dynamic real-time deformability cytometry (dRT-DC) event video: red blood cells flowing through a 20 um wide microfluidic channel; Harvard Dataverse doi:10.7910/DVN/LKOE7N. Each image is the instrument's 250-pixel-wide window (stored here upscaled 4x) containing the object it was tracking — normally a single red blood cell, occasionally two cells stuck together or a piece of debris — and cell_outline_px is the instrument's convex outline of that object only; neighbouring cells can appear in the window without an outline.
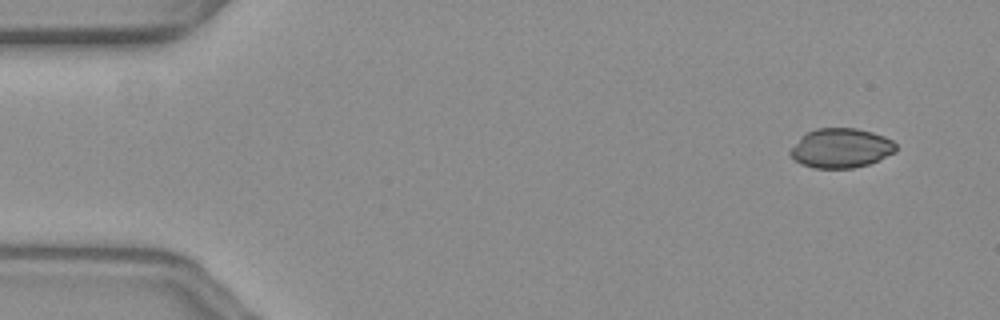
{"species": "common noctule bat (a hibernating species)", "species_latin": "Nyctalus noctula", "temperature_condition": "warm", "stored_images_in_passage": 54, "camera_frame_rate_fps": 3000, "um_per_image_px": 0.085, "animal": {"sex": "female", "body_mass_g": 19.3, "forearm_length_mm": 54.1}, "frame": {"image": 1, "passage_image": 1, "time_ms": 0.0, "image_size_px": [1000, 320], "cell_outline_px": [[896, 152], [868, 164], [852, 168], [812, 168], [800, 164], [788, 152], [808, 132], [816, 128], [856, 128], [872, 132], [884, 136], [892, 140], [896, 144]], "centroid_in_image_um": [71.51, 12.59], "position_along_channel_um": 13.5, "area_um2": 24.04}}
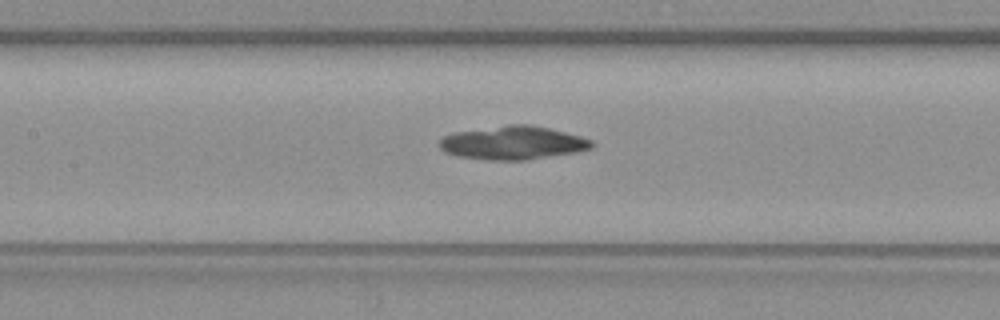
{"frame": {"image": 2, "passage_image": 23, "time_ms": 7.333, "image_size_px": [1000, 320], "cell_outline_px": [[596, 144], [592, 148], [576, 152], [528, 160], [484, 160], [456, 156], [444, 152], [440, 148], [440, 140], [444, 136], [456, 132], [508, 124], [528, 124], [548, 128], [580, 136], [592, 140]], "centroid_in_image_um": [43.6, 12.15], "position_along_channel_um": 163.8, "area_um2": 29.77}}
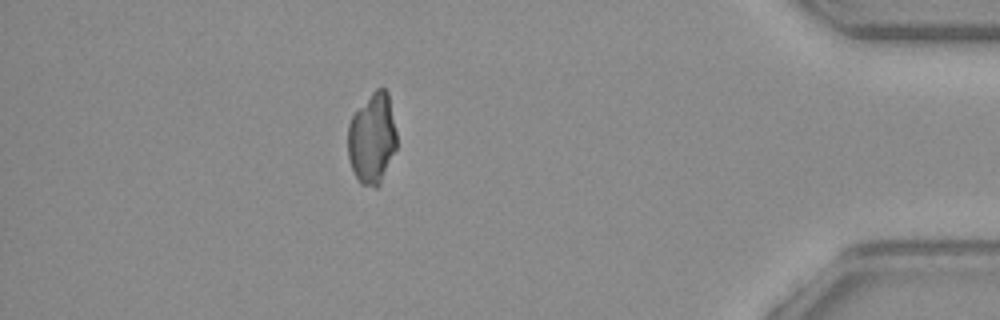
{"frame": {"image": 3, "passage_image": 47, "time_ms": 15.333, "image_size_px": [1000, 320], "cell_outline_px": [[396, 148], [380, 184], [376, 188], [360, 184], [352, 168], [348, 156], [348, 124], [352, 116], [372, 92], [376, 88], [384, 88], [388, 92], [396, 132]], "centroid_in_image_um": [31.63, 11.78], "position_along_channel_um": 403.6, "area_um2": 25.66}}